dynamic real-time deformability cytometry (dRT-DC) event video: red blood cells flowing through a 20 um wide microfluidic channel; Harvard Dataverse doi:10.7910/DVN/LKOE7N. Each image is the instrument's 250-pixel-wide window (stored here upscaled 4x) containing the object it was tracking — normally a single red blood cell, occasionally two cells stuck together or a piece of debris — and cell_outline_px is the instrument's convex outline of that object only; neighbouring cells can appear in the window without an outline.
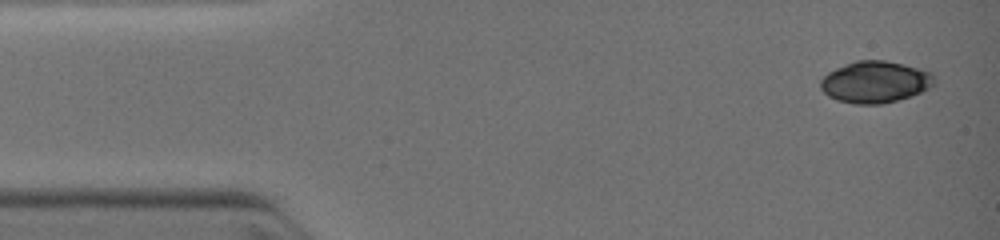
{"species": "common noctule bat (a hibernating species)", "species_latin": "Nyctalus noctula", "temperature_condition": "warm", "stored_images_in_passage": 5, "camera_frame_rate_fps": 3000, "um_per_image_px": 0.085, "animal": {"sex": "female", "body_mass_g": 19.0, "forearm_length_mm": 51.5}, "frame": {"image": 1, "passage_image": 1, "time_ms": 0.0, "image_size_px": [1000, 240], "cell_outline_px": [[936, 80], [928, 88], [912, 96], [884, 104], [856, 104], [836, 100], [828, 96], [820, 88], [820, 80], [828, 72], [836, 68], [856, 60], [884, 60], [904, 64], [932, 72]], "centroid_in_image_um": [74.38, 6.97], "position_along_channel_um": 10.6, "area_um2": 27.74}}
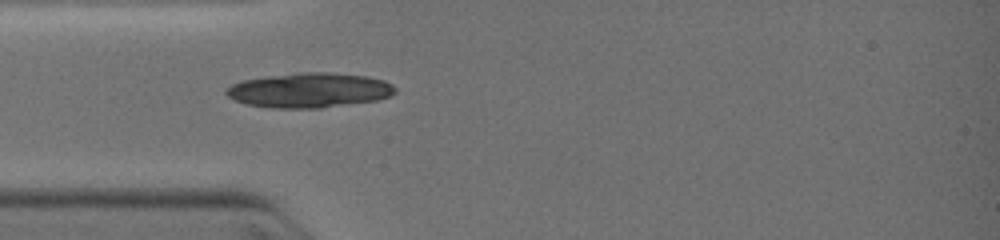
{"frame": {"image": 2, "passage_image": 5, "time_ms": 3.0, "image_size_px": [1000, 240], "cell_outline_px": [[396, 92], [388, 96], [376, 100], [320, 108], [276, 108], [248, 104], [236, 100], [228, 96], [224, 92], [232, 84], [244, 80], [268, 76], [300, 72], [328, 72], [368, 76], [384, 80], [392, 84], [396, 88]], "centroid_in_image_um": [26.32, 7.66], "position_along_channel_um": 58.7, "area_um2": 33.99}}